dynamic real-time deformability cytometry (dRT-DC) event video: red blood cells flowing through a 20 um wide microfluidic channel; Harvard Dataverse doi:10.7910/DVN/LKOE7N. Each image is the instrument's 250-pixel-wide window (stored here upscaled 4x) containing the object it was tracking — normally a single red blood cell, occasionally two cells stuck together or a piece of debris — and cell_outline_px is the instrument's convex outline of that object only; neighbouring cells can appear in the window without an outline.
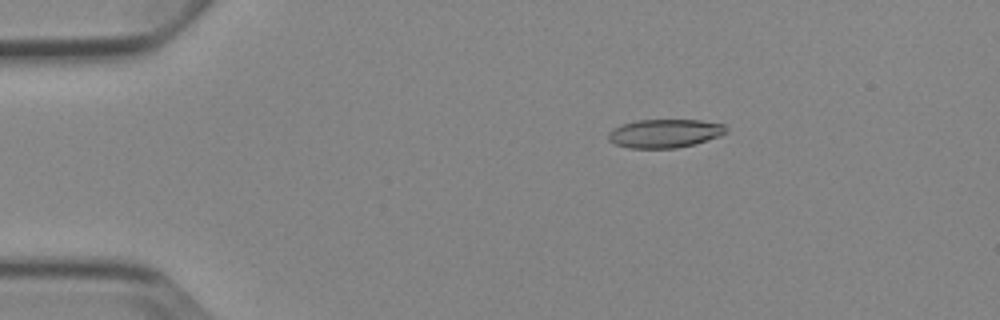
{"species": "Egyptian fruit bat (a non-hibernating species)", "species_latin": "Rousettus aegyptiacus", "temperature_condition": "cold", "stored_images_in_passage": 9, "camera_frame_rate_fps": 3000, "um_per_image_px": 0.085, "animal": {"sex": "female"}, "frame": {"image": 1, "passage_image": 3, "time_ms": 2.333, "image_size_px": [1000, 320], "cell_outline_px": [[728, 132], [720, 136], [692, 144], [676, 148], [628, 148], [616, 144], [608, 140], [608, 132], [612, 128], [620, 124], [636, 120], [700, 120], [724, 124], [728, 128]], "centroid_in_image_um": [56.48, 11.33], "position_along_channel_um": 28.5, "area_um2": 19.71}}
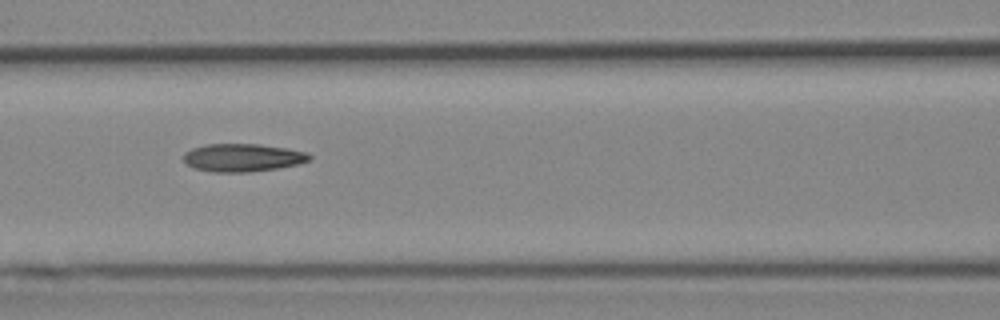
{"frame": {"image": 2, "passage_image": 7, "time_ms": 7.0, "image_size_px": [1000, 320], "cell_outline_px": [[312, 160], [296, 164], [276, 168], [248, 172], [212, 172], [192, 168], [184, 160], [184, 152], [192, 148], [208, 144], [256, 144], [284, 148], [308, 152], [312, 156]], "centroid_in_image_um": [20.61, 13.4], "position_along_channel_um": 146.0, "area_um2": 20.4}}
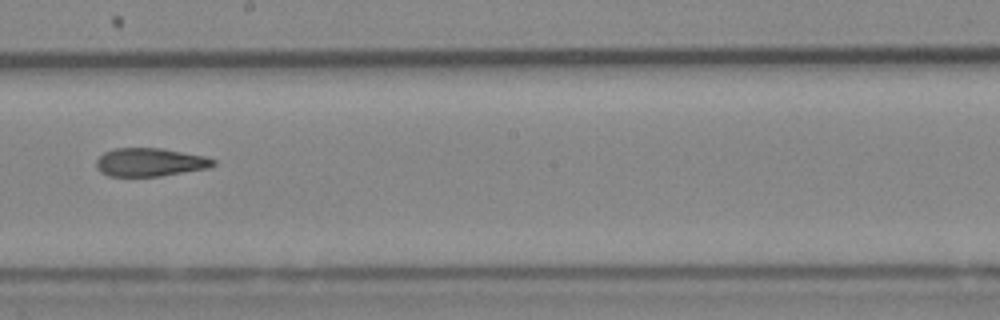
{"frame": {"image": 3, "passage_image": 9, "time_ms": 9.333, "image_size_px": [1000, 320], "cell_outline_px": [[216, 164], [208, 168], [160, 176], [108, 176], [100, 172], [96, 168], [96, 160], [104, 152], [116, 148], [160, 148], [204, 156], [216, 160]], "centroid_in_image_um": [12.72, 13.79], "position_along_channel_um": 235.5, "area_um2": 19.25}}